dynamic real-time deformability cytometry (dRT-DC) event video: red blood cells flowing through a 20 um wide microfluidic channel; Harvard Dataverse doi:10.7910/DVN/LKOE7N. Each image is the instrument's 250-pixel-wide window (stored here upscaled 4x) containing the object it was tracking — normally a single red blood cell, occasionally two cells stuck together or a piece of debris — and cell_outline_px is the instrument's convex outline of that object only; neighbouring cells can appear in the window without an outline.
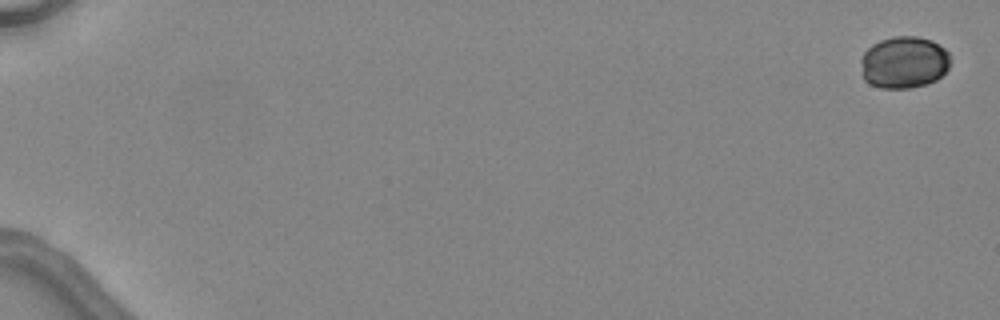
{"species": "common noctule bat (a hibernating species)", "species_latin": "Nyctalus noctula", "temperature_condition": "warm", "stored_images_in_passage": 5, "camera_frame_rate_fps": 3000, "um_per_image_px": 0.085, "animal": {"sex": "female", "body_mass_g": 24.6, "forearm_length_mm": 56.2}, "frame": {"image": 1, "passage_image": 1, "time_ms": 0.0, "image_size_px": [1000, 320], "cell_outline_px": [[948, 68], [936, 80], [924, 84], [908, 88], [880, 88], [864, 80], [860, 60], [864, 52], [872, 44], [880, 40], [896, 36], [916, 36], [932, 40], [944, 48], [948, 52]], "centroid_in_image_um": [76.81, 5.29], "position_along_channel_um": 8.2, "area_um2": 26.93}}
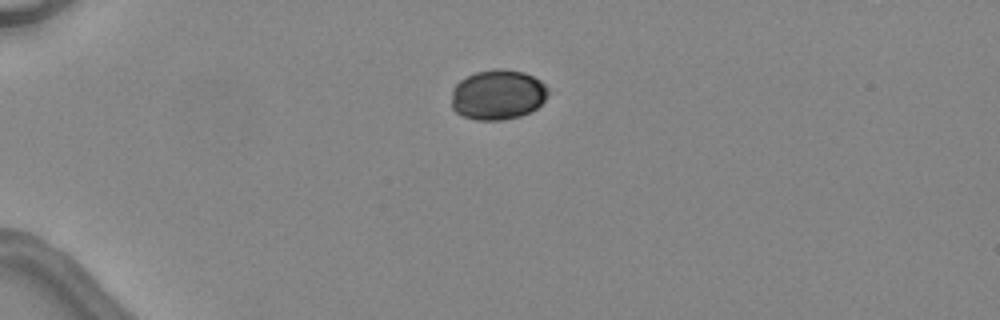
{"frame": {"image": 2, "passage_image": 4, "time_ms": 4.333, "image_size_px": [1000, 320], "cell_outline_px": [[548, 92], [544, 100], [532, 112], [520, 116], [504, 120], [476, 120], [464, 116], [456, 112], [452, 108], [452, 88], [460, 80], [476, 72], [496, 68], [504, 68], [524, 72], [540, 80], [548, 88]], "centroid_in_image_um": [42.31, 8.05], "position_along_channel_um": 42.7, "area_um2": 28.32}}